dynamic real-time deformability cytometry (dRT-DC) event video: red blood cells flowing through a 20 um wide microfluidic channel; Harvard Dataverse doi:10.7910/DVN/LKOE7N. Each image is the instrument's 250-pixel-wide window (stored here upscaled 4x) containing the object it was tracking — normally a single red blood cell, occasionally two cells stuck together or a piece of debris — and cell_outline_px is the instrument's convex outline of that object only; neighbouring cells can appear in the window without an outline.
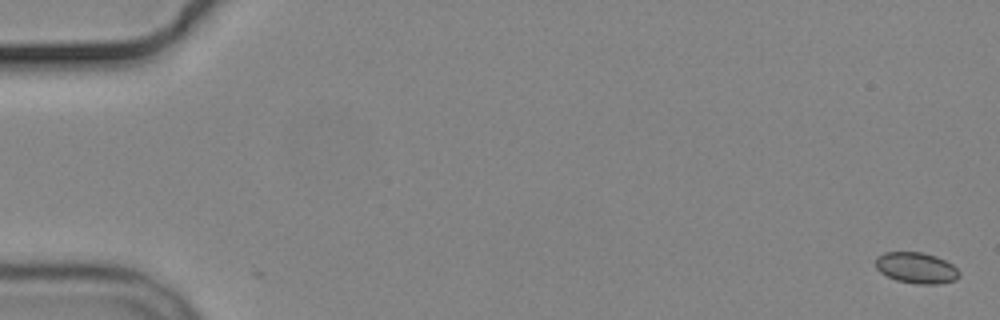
{"species": "common noctule bat (a hibernating species)", "species_latin": "Nyctalus noctula", "temperature_condition": "cold", "stored_images_in_passage": 6, "camera_frame_rate_fps": 3000, "um_per_image_px": 0.085, "animal": {"sex": "male", "body_mass_g": 19.2, "forearm_length_mm": 51.8}, "frame": {"image": 1, "passage_image": 1, "time_ms": 0.0, "image_size_px": [1000, 320], "cell_outline_px": [[960, 276], [956, 280], [940, 284], [916, 284], [896, 280], [880, 272], [876, 268], [876, 256], [884, 252], [924, 252], [936, 256], [952, 264], [960, 272]], "centroid_in_image_um": [77.9, 22.77], "position_along_channel_um": 7.1, "area_um2": 15.26}}
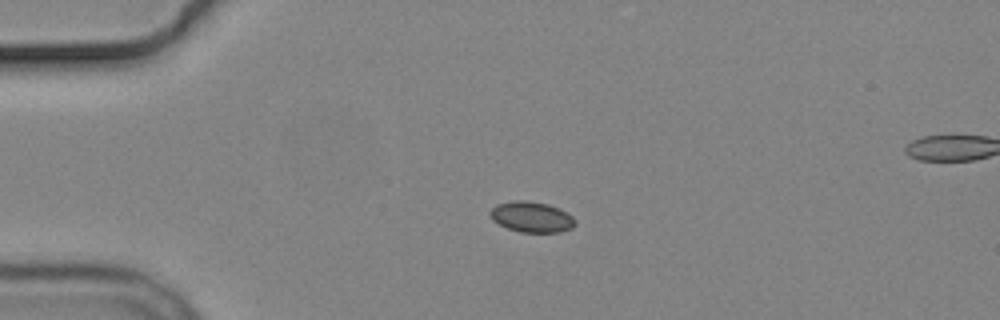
{"frame": {"image": 2, "passage_image": 4, "time_ms": 4.333, "image_size_px": [1000, 320], "cell_outline_px": [[576, 224], [572, 228], [560, 232], [520, 232], [508, 228], [492, 220], [488, 212], [496, 204], [512, 200], [524, 200], [548, 204], [560, 208], [572, 216], [576, 220]], "centroid_in_image_um": [45.18, 18.43], "position_along_channel_um": 39.8, "area_um2": 15.32}}
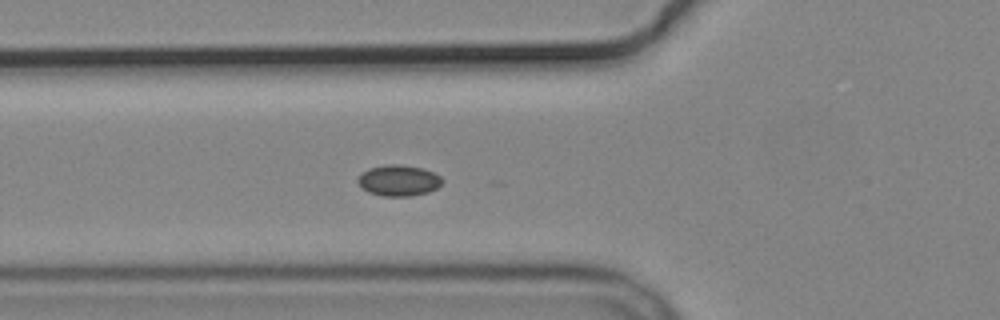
{"frame": {"image": 3, "passage_image": 6, "time_ms": 6.667, "image_size_px": [1000, 320], "cell_outline_px": [[444, 180], [436, 188], [428, 192], [412, 196], [384, 196], [368, 192], [360, 188], [356, 180], [360, 172], [368, 168], [384, 164], [400, 164], [424, 168], [440, 176]], "centroid_in_image_um": [33.83, 15.33], "position_along_channel_um": 92.0, "area_um2": 15.55}}